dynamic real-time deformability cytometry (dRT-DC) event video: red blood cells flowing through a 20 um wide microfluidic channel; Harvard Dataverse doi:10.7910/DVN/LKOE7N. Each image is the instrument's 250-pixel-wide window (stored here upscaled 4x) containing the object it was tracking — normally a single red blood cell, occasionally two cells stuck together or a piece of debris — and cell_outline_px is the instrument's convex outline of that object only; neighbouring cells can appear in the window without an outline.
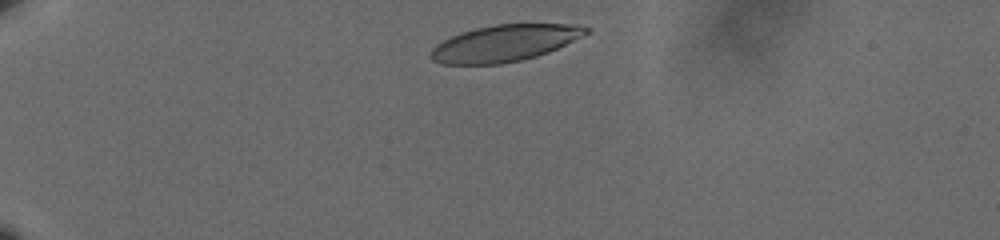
{"species": "human", "species_latin": "Homo sapiens", "temperature_condition": "cold", "stored_images_in_passage": 6, "camera_frame_rate_fps": 3000, "um_per_image_px": 0.085, "donor": {"sex": "male"}, "frame": {"image": 1, "passage_image": 1, "time_ms": 0.0, "image_size_px": [1000, 240], "cell_outline_px": [[592, 28], [584, 36], [548, 52], [536, 56], [520, 60], [500, 64], [440, 64], [432, 60], [428, 56], [432, 48], [436, 44], [460, 32], [476, 28], [496, 24], [576, 24]], "centroid_in_image_um": [42.89, 3.67], "position_along_channel_um": 42.1, "area_um2": 33.12}}
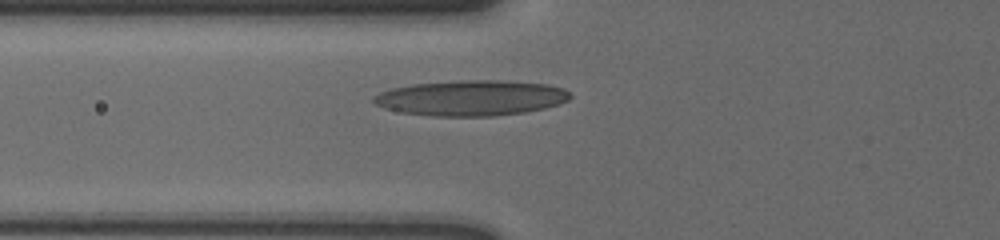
{"frame": {"image": 2, "passage_image": 5, "time_ms": 1.333, "image_size_px": [1000, 240], "cell_outline_px": [[572, 96], [568, 100], [544, 108], [524, 112], [492, 116], [432, 116], [400, 112], [384, 108], [376, 104], [372, 100], [372, 96], [380, 92], [392, 88], [412, 84], [460, 80], [500, 80], [548, 84], [564, 88]], "centroid_in_image_um": [40.02, 8.32], "position_along_channel_um": 85.8, "area_um2": 40.63}}